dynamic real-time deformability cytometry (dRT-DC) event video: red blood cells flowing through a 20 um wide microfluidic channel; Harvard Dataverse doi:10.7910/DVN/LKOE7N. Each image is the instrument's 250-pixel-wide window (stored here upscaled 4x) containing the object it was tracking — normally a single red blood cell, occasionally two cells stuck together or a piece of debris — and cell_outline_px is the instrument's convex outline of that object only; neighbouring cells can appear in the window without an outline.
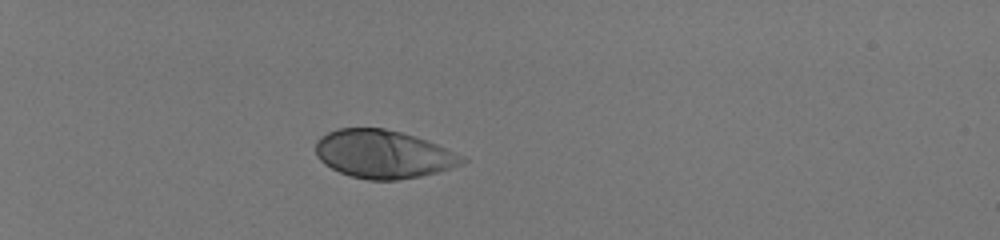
{"species": "human", "species_latin": "Homo sapiens", "temperature_condition": "room temperature", "stored_images_in_passage": 37, "camera_frame_rate_fps": 3000, "um_per_image_px": 0.085, "donor": {"sex": "male"}, "frame": {"image": 1, "passage_image": 1, "time_ms": 0.0, "image_size_px": [1000, 240], "cell_outline_px": [[468, 160], [464, 164], [440, 172], [420, 176], [396, 180], [368, 180], [352, 176], [340, 172], [324, 164], [316, 156], [316, 140], [320, 136], [336, 128], [384, 128], [416, 136], [436, 144], [464, 156]], "centroid_in_image_um": [32.59, 13.1], "position_along_channel_um": 52.4, "area_um2": 41.27}}
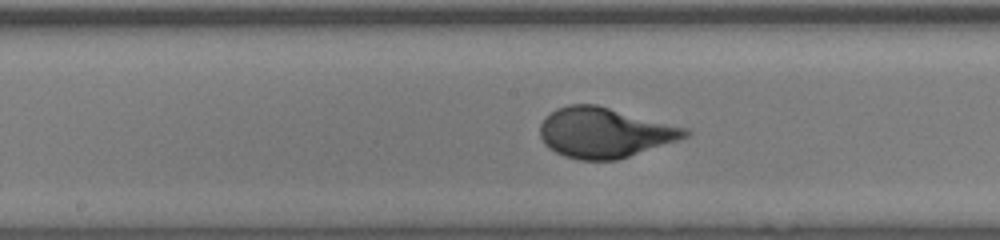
{"frame": {"image": 2, "passage_image": 16, "time_ms": 5.0, "image_size_px": [1000, 240], "cell_outline_px": [[692, 132], [688, 136], [680, 140], [616, 160], [580, 160], [564, 156], [548, 148], [544, 144], [540, 136], [540, 124], [544, 116], [556, 108], [568, 104], [596, 104], [688, 128]], "centroid_in_image_um": [51.37, 11.27], "position_along_channel_um": 196.8, "area_um2": 42.66}}
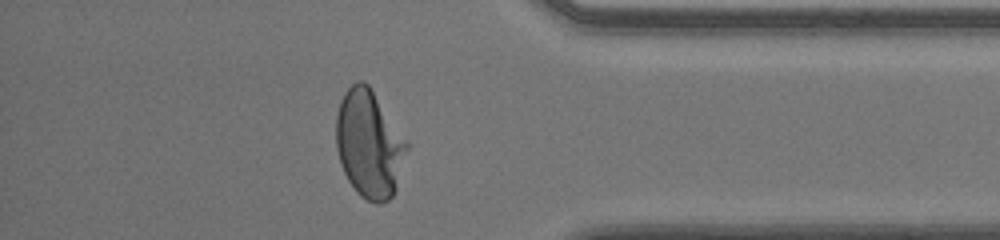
{"frame": {"image": 3, "passage_image": 32, "time_ms": 10.333, "image_size_px": [1000, 240], "cell_outline_px": [[408, 148], [396, 188], [392, 196], [388, 200], [380, 204], [376, 204], [360, 196], [356, 192], [348, 180], [340, 164], [336, 148], [336, 116], [340, 100], [344, 92], [356, 80], [364, 80], [368, 84], [408, 140]], "centroid_in_image_um": [31.37, 12.22], "position_along_channel_um": 403.8, "area_um2": 44.62}, "authors_computed_cell_mechanics": {"area_um2": 42.3096, "velocity_mm_per_s": 4.0447, "shape_relaxation_time_tau1_ms": 2.8625, "shape_relaxation_time_tau2_ms": null, "deformation_change_tau1": 0.1931, "deformation_change_tau2": null}}